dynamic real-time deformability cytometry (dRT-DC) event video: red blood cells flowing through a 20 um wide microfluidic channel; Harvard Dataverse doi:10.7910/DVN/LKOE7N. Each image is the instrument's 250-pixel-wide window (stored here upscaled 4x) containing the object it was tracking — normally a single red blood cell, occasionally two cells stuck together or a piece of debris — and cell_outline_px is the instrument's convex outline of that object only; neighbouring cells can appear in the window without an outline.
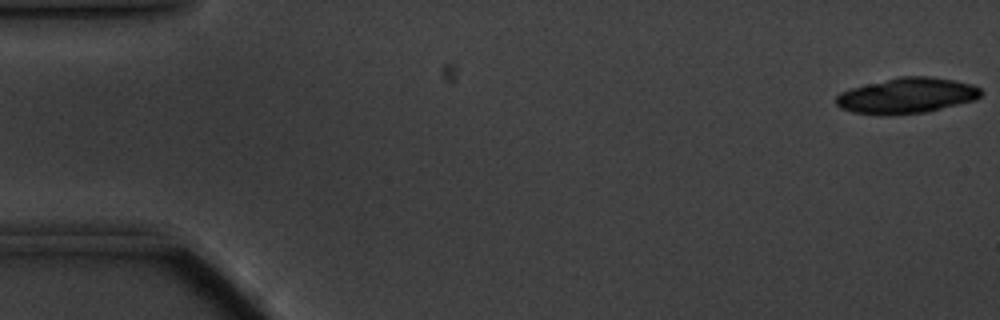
{"species": "common noctule bat (a hibernating species)", "species_latin": "Nyctalus noctula", "temperature_condition": "cold", "stored_images_in_passage": 42, "camera_frame_rate_fps": 3000, "um_per_image_px": 0.085, "animal": {"sex": "male", "body_mass_g": 20.1, "forearm_length_mm": 53.5}, "frame": {"image": 1, "passage_image": 1, "time_ms": 0.0, "image_size_px": [1000, 320], "cell_outline_px": [[984, 92], [976, 100], [928, 112], [892, 116], [852, 112], [840, 108], [836, 104], [836, 96], [840, 92], [852, 88], [900, 76], [928, 76], [952, 80], [972, 84], [980, 88]], "centroid_in_image_um": [77.1, 8.15], "position_along_channel_um": 7.9, "area_um2": 30.23}}